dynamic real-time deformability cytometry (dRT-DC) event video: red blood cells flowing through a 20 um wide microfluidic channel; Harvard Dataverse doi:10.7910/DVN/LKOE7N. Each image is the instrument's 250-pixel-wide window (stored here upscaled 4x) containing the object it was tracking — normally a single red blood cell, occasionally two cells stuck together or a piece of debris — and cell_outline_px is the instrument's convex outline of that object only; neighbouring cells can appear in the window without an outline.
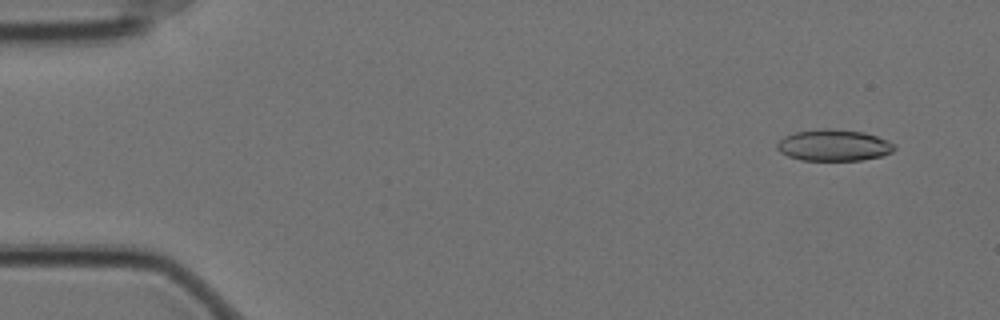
{"species": "Egyptian fruit bat (a non-hibernating species)", "species_latin": "Rousettus aegyptiacus", "temperature_condition": "cold", "stored_images_in_passage": 31, "camera_frame_rate_fps": 3000, "um_per_image_px": 0.085, "animal": {"sex": "female"}, "frame": {"image": 1, "passage_image": 3, "time_ms": 0.667, "image_size_px": [1000, 320], "cell_outline_px": [[896, 148], [892, 152], [880, 156], [860, 160], [800, 160], [788, 156], [780, 152], [776, 148], [776, 144], [784, 136], [796, 132], [824, 128], [832, 128], [864, 132], [888, 140], [896, 144]], "centroid_in_image_um": [70.87, 12.34], "position_along_channel_um": 14.1, "area_um2": 21.56}}
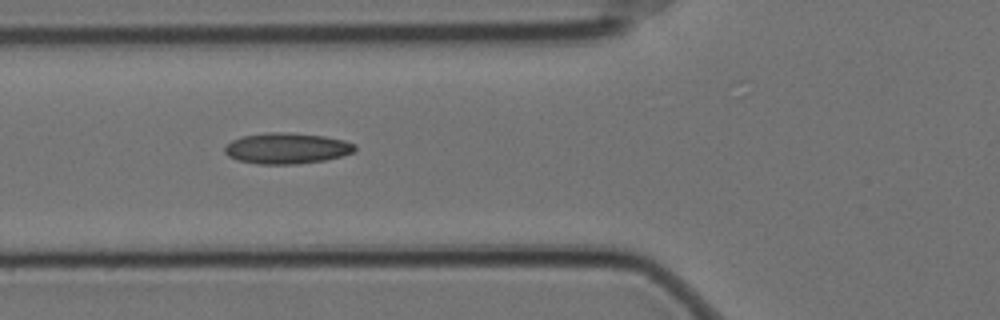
{"frame": {"image": 2, "passage_image": 20, "time_ms": 6.333, "image_size_px": [1000, 320], "cell_outline_px": [[356, 148], [352, 152], [340, 156], [324, 160], [296, 164], [260, 164], [236, 160], [228, 156], [224, 152], [224, 148], [232, 140], [244, 136], [268, 132], [288, 132], [324, 136], [344, 140], [356, 144]], "centroid_in_image_um": [24.36, 12.6], "position_along_channel_um": 101.4, "area_um2": 23.35}}
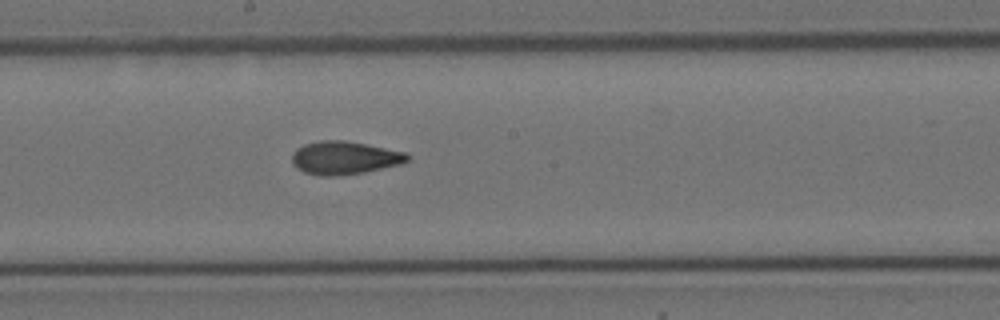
{"frame": {"image": 3, "passage_image": 30, "time_ms": 9.667, "image_size_px": [1000, 320], "cell_outline_px": [[408, 160], [400, 164], [364, 172], [336, 176], [320, 176], [304, 172], [296, 168], [292, 164], [292, 152], [296, 148], [304, 144], [320, 140], [344, 140], [404, 152], [408, 156]], "centroid_in_image_um": [29.2, 13.42], "position_along_channel_um": 219.0, "area_um2": 22.14}}